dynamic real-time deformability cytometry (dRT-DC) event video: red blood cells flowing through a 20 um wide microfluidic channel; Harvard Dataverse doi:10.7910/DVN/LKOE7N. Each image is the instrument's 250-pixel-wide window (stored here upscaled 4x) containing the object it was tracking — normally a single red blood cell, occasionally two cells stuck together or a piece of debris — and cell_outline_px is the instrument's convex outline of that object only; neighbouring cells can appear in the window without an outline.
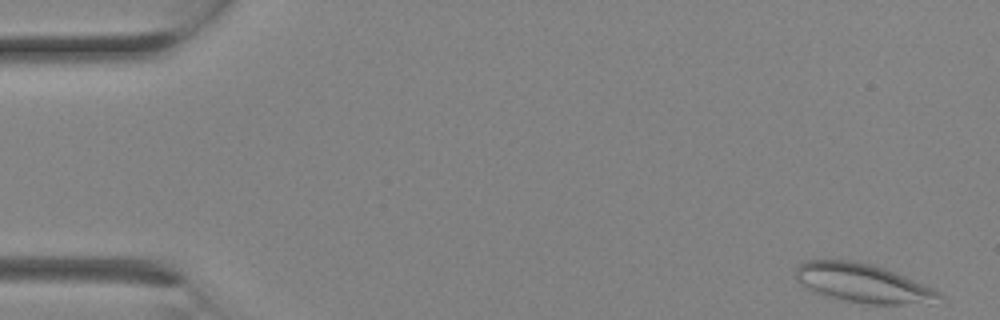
{"species": "Egyptian fruit bat (a non-hibernating species)", "species_latin": "Rousettus aegyptiacus", "temperature_condition": "room temperature", "stored_images_in_passage": 9, "camera_frame_rate_fps": 3000, "um_per_image_px": 0.085, "animal": {"sex": "female"}, "frame": {"image": 1, "passage_image": 1, "time_ms": 0.0, "image_size_px": [1000, 320], "cell_outline_px": [[940, 296], [928, 304], [868, 304], [844, 300], [816, 292], [808, 288], [796, 280], [796, 268], [804, 260], [848, 260], [872, 264], [884, 268], [904, 276], [932, 288], [940, 292]], "centroid_in_image_um": [73.32, 24.06], "position_along_channel_um": 11.7, "area_um2": 31.91}}